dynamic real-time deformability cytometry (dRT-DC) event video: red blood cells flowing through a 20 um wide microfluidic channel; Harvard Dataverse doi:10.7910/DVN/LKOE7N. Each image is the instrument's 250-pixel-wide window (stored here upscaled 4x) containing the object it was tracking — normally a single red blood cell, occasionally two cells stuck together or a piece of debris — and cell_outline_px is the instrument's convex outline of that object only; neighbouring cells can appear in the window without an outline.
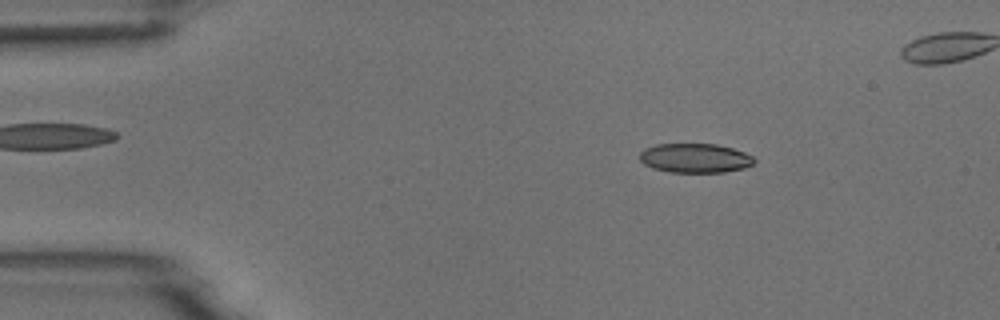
{"species": "common noctule bat (a hibernating species)", "species_latin": "Nyctalus noctula", "temperature_condition": "room temperature", "stored_images_in_passage": 4, "camera_frame_rate_fps": 3000, "um_per_image_px": 0.085, "animal": {"sex": "male", "body_mass_g": 18.8}, "frame": {"image": 1, "passage_image": 1, "time_ms": 0.0, "image_size_px": [1000, 320], "cell_outline_px": [[756, 160], [752, 164], [744, 168], [724, 172], [668, 172], [652, 168], [644, 164], [640, 160], [640, 152], [644, 148], [656, 144], [716, 144], [732, 148], [744, 152], [752, 156]], "centroid_in_image_um": [59.06, 13.44], "position_along_channel_um": 25.9, "area_um2": 19.59}}